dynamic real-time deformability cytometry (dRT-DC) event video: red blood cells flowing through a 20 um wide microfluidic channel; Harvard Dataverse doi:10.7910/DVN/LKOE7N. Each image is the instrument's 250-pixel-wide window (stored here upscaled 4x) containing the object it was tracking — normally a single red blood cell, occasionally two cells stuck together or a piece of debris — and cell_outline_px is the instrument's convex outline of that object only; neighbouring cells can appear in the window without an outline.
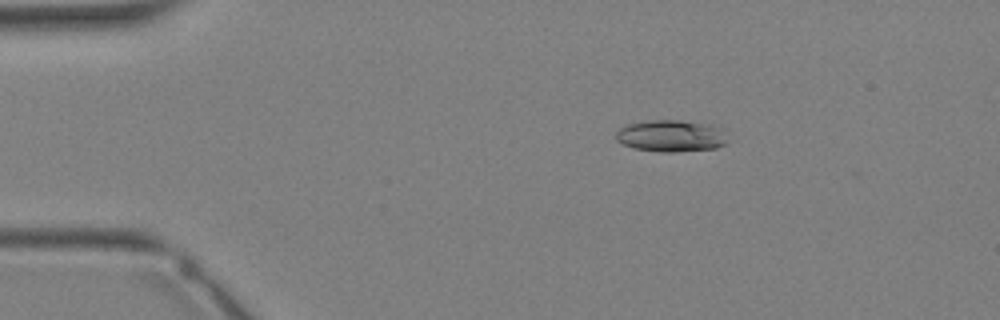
{"species": "Egyptian fruit bat (a non-hibernating species)", "species_latin": "Rousettus aegyptiacus", "temperature_condition": "warm", "stored_images_in_passage": 34, "camera_frame_rate_fps": 3000, "um_per_image_px": 0.085, "animal": {"sex": "female"}, "frame": {"image": 1, "passage_image": 6, "time_ms": 1.667, "image_size_px": [1000, 320], "cell_outline_px": [[728, 140], [724, 144], [716, 148], [672, 152], [660, 152], [636, 148], [624, 144], [616, 140], [616, 132], [620, 128], [628, 124], [648, 120], [680, 120], [712, 124], [724, 128]], "centroid_in_image_um": [57.1, 11.53], "position_along_channel_um": 27.9, "area_um2": 20.87}}
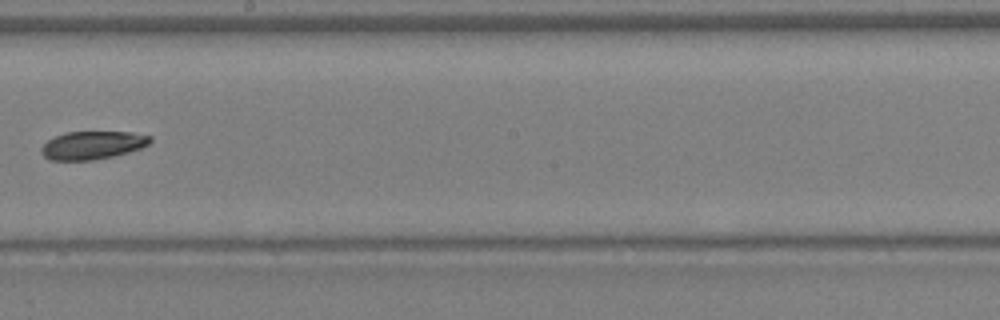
{"frame": {"image": 2, "passage_image": 20, "time_ms": 6.333, "image_size_px": [1000, 320], "cell_outline_px": [[152, 140], [148, 144], [140, 148], [128, 152], [112, 156], [92, 160], [48, 160], [40, 152], [40, 148], [48, 140], [56, 136], [68, 132], [132, 132], [152, 136]], "centroid_in_image_um": [7.85, 12.34], "position_along_channel_um": 240.3, "area_um2": 17.74}}
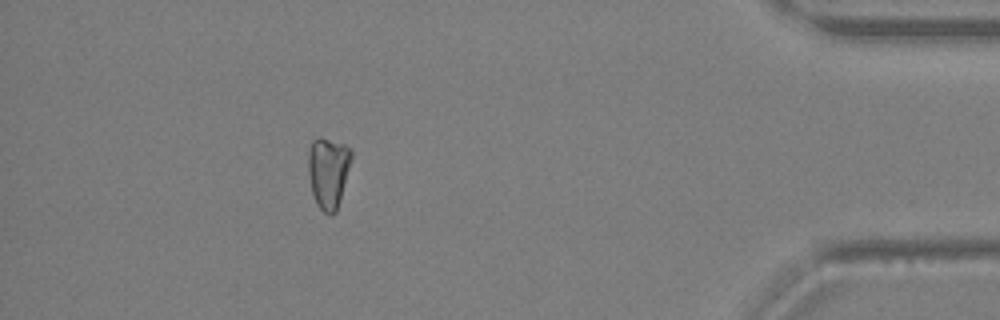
{"frame": {"image": 3, "passage_image": 31, "time_ms": 10.0, "image_size_px": [1000, 320], "cell_outline_px": [[352, 156], [340, 200], [336, 212], [332, 216], [328, 216], [316, 204], [312, 192], [308, 176], [308, 152], [312, 140], [320, 136], [344, 144], [352, 148]], "centroid_in_image_um": [27.89, 14.63], "position_along_channel_um": 407.3, "area_um2": 18.15}}